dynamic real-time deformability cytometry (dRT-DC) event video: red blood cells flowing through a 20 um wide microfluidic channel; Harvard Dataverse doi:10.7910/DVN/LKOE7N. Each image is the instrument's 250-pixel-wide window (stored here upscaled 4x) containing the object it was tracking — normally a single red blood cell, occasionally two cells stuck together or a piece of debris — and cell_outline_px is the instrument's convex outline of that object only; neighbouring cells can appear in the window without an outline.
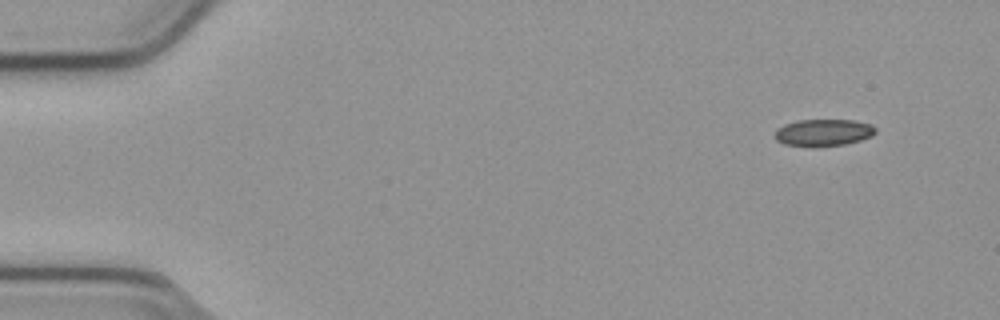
{"species": "common noctule bat (a hibernating species)", "species_latin": "Nyctalus noctula", "temperature_condition": "cold", "stored_images_in_passage": 51, "camera_frame_rate_fps": 3000, "um_per_image_px": 0.085, "animal": {"sex": "male", "body_mass_g": 23.1, "forearm_length_mm": 52.7}, "frame": {"image": 1, "passage_image": 1, "time_ms": 0.0, "image_size_px": [1000, 320], "cell_outline_px": [[876, 132], [872, 136], [860, 140], [844, 144], [784, 144], [776, 140], [772, 136], [776, 128], [784, 124], [800, 120], [856, 120], [872, 124], [876, 128]], "centroid_in_image_um": [70.0, 11.22], "position_along_channel_um": 15.0, "area_um2": 15.37}}
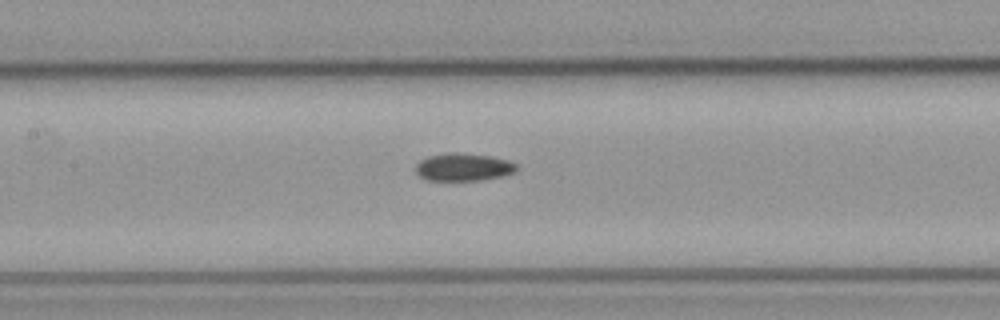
{"frame": {"image": 2, "passage_image": 22, "time_ms": 7.0, "image_size_px": [1000, 320], "cell_outline_px": [[520, 168], [516, 172], [504, 176], [480, 180], [428, 180], [420, 176], [416, 172], [416, 164], [420, 160], [428, 156], [448, 152], [460, 152], [492, 156], [508, 160], [516, 164]], "centroid_in_image_um": [39.43, 14.19], "position_along_channel_um": 168.0, "area_um2": 16.53}}
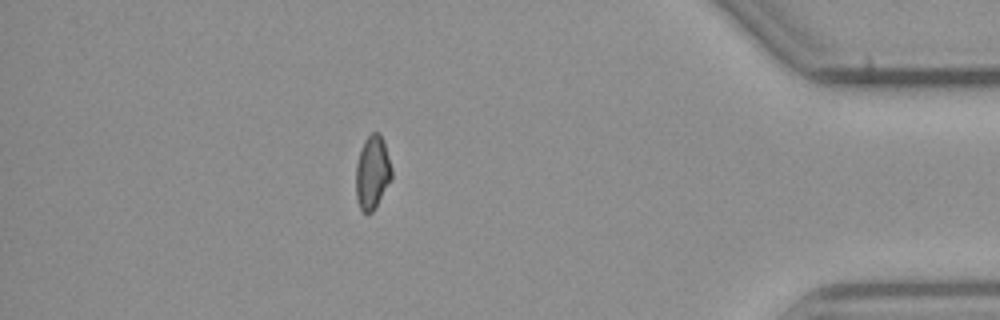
{"frame": {"image": 3, "passage_image": 44, "time_ms": 14.333, "image_size_px": [1000, 320], "cell_outline_px": [[392, 176], [372, 212], [364, 212], [360, 208], [356, 200], [356, 164], [364, 140], [372, 132], [380, 132], [384, 140], [392, 168]], "centroid_in_image_um": [31.64, 14.61], "position_along_channel_um": 403.6, "area_um2": 15.14}, "authors_computed_cell_mechanics": {"area_um2": 16.1262, "velocity_mm_per_s": 3.8123, "shape_relaxation_time_tau1_ms": null, "shape_relaxation_time_tau2_ms": 10.3352, "deformation_change_tau1": null, "deformation_change_tau2": 0.1539}}